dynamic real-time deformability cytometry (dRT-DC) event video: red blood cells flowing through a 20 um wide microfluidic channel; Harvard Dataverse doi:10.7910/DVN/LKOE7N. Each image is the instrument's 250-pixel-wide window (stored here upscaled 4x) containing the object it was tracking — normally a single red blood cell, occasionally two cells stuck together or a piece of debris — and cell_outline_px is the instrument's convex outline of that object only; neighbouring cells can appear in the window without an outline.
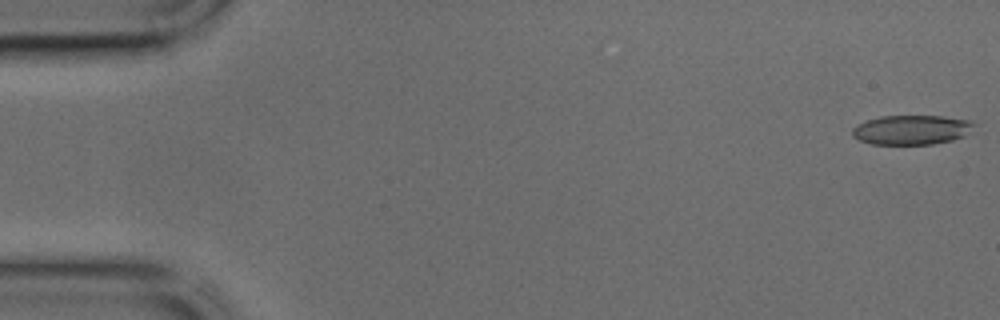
{"species": "common noctule bat (a hibernating species)", "species_latin": "Nyctalus noctula", "temperature_condition": "cold", "stored_images_in_passage": 44, "camera_frame_rate_fps": 3000, "um_per_image_px": 0.085, "animal": {"sex": "male", "body_mass_g": 17.9, "forearm_length_mm": 54.2}, "frame": {"image": 1, "passage_image": 1, "time_ms": 0.0, "image_size_px": [1000, 320], "cell_outline_px": [[976, 124], [964, 136], [952, 140], [932, 144], [872, 144], [860, 140], [852, 136], [852, 128], [868, 120], [880, 116], [944, 116], [968, 120]], "centroid_in_image_um": [77.48, 11.03], "position_along_channel_um": 7.5, "area_um2": 20.75}}
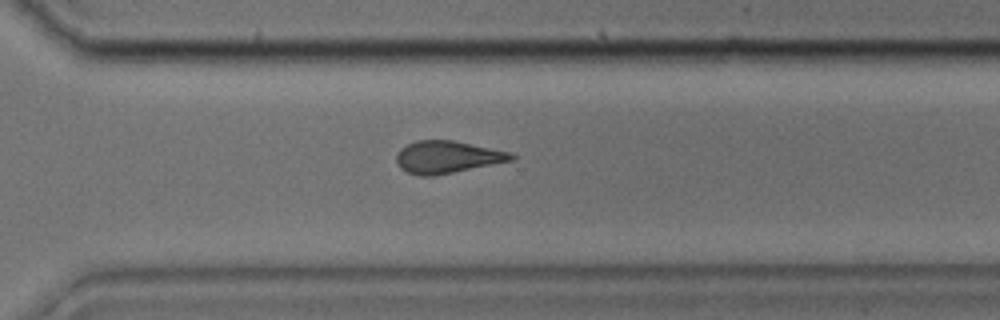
{"frame": {"image": 2, "passage_image": 31, "time_ms": 10.0, "image_size_px": [1000, 320], "cell_outline_px": [[516, 160], [432, 176], [420, 176], [408, 172], [400, 168], [396, 160], [396, 156], [400, 148], [416, 140], [452, 140], [512, 152], [516, 156]], "centroid_in_image_um": [38.04, 13.35], "position_along_channel_um": 332.6, "area_um2": 21.68}}
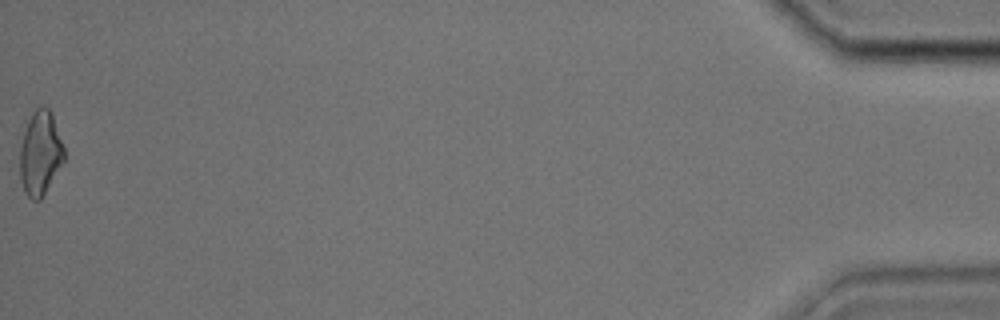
{"frame": {"image": 3, "passage_image": 44, "time_ms": 14.333, "image_size_px": [1000, 320], "cell_outline_px": [[64, 160], [40, 200], [32, 200], [24, 192], [20, 176], [20, 148], [24, 132], [28, 120], [32, 112], [36, 108], [44, 104], [52, 112], [64, 148]], "centroid_in_image_um": [3.42, 12.99], "position_along_channel_um": 431.8, "area_um2": 21.56}}